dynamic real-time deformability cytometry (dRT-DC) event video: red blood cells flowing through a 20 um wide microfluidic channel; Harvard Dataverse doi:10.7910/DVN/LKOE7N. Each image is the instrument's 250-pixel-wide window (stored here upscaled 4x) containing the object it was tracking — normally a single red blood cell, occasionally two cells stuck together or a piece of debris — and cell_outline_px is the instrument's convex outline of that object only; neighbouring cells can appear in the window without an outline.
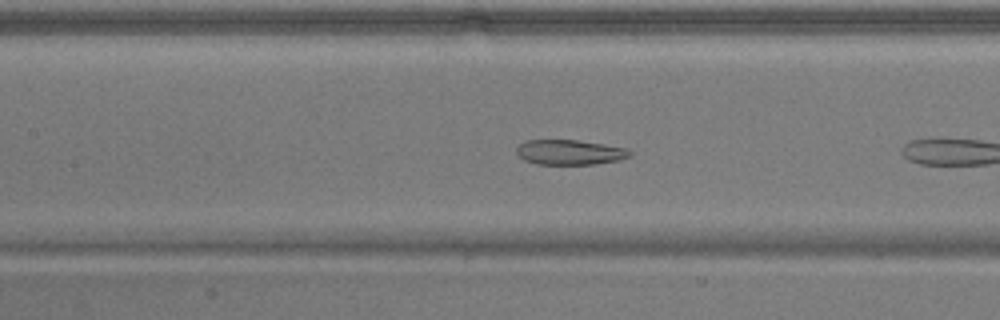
{"species": "common noctule bat (a hibernating species)", "species_latin": "Nyctalus noctula", "temperature_condition": "warm", "stored_images_in_passage": 11, "camera_frame_rate_fps": 3000, "um_per_image_px": 0.085, "animal": {"sex": "male", "body_mass_g": 17.9}, "frame": {"image": 1, "passage_image": 10, "time_ms": 3.0, "image_size_px": [1000, 320], "cell_outline_px": [[632, 156], [620, 160], [596, 164], [536, 164], [524, 160], [516, 152], [516, 148], [520, 144], [528, 140], [576, 140], [604, 144], [628, 148], [632, 152]], "centroid_in_image_um": [48.48, 12.94], "position_along_channel_um": 158.9, "area_um2": 16.59}}